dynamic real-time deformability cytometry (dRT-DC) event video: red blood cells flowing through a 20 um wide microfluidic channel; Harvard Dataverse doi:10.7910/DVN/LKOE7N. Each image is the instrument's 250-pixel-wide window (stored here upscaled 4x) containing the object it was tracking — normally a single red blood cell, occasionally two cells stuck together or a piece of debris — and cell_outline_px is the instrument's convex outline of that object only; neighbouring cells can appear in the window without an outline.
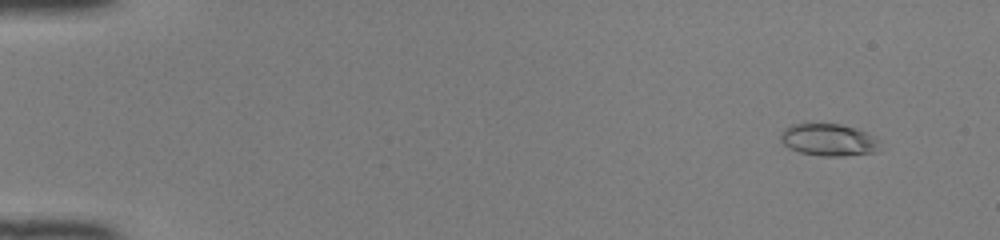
{"species": "common noctule bat (a hibernating species)", "species_latin": "Nyctalus noctula", "temperature_condition": "room temperature", "stored_images_in_passage": 47, "camera_frame_rate_fps": 3000, "um_per_image_px": 0.085, "animal": {"sex": "female", "body_mass_g": 22.0, "forearm_length_mm": 56.7}, "frame": {"image": 1, "passage_image": 1, "time_ms": 0.0, "image_size_px": [1000, 240], "cell_outline_px": [[880, 152], [844, 156], [820, 156], [800, 152], [788, 148], [780, 140], [780, 132], [784, 128], [792, 124], [840, 124], [856, 128], [880, 140]], "centroid_in_image_um": [70.45, 11.9], "position_along_channel_um": 14.6, "area_um2": 18.84}}
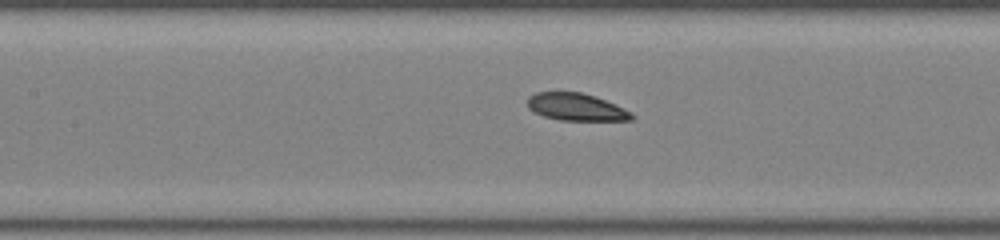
{"frame": {"image": 2, "passage_image": 21, "time_ms": 6.667, "image_size_px": [1000, 240], "cell_outline_px": [[636, 116], [632, 120], [560, 120], [544, 116], [532, 112], [528, 108], [528, 96], [536, 92], [580, 92], [596, 96], [632, 112]], "centroid_in_image_um": [48.97, 9.09], "position_along_channel_um": 158.4, "area_um2": 16.65}}
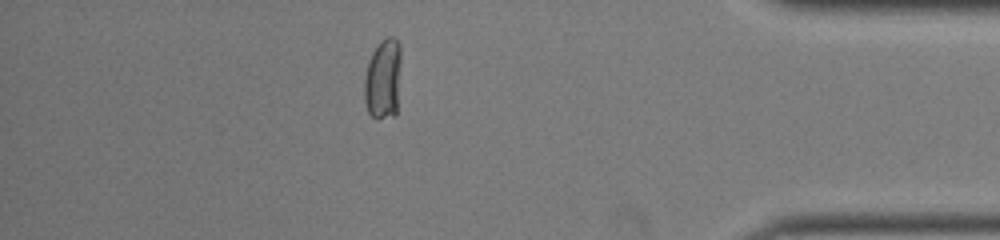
{"frame": {"image": 3, "passage_image": 41, "time_ms": 13.333, "image_size_px": [1000, 240], "cell_outline_px": [[400, 64], [396, 116], [376, 120], [368, 112], [364, 100], [364, 80], [368, 64], [372, 52], [376, 44], [380, 40], [388, 36], [392, 36], [400, 44]], "centroid_in_image_um": [32.55, 6.74], "position_along_channel_um": 402.6, "area_um2": 17.51}}